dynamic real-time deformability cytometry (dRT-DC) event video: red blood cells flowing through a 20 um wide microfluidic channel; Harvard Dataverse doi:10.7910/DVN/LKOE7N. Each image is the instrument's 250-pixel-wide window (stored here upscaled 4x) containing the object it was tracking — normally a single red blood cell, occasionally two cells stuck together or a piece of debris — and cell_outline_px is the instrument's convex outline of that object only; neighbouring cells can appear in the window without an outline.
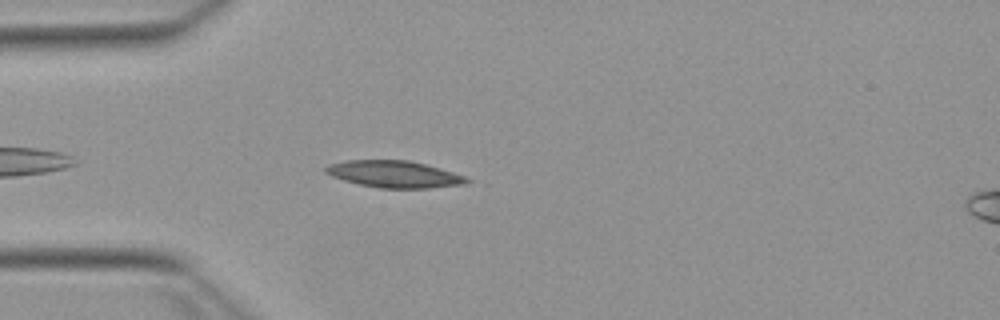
{"species": "Egyptian fruit bat (a non-hibernating species)", "species_latin": "Rousettus aegyptiacus", "temperature_condition": "warm", "stored_images_in_passage": 22, "camera_frame_rate_fps": 3000, "um_per_image_px": 0.085, "animal": {"sex": "female"}, "frame": {"image": 1, "passage_image": 4, "time_ms": 1.0, "image_size_px": [1000, 320], "cell_outline_px": [[472, 180], [468, 184], [428, 188], [380, 188], [360, 184], [344, 180], [332, 176], [324, 172], [324, 168], [328, 164], [344, 160], [408, 160], [440, 168], [464, 176]], "centroid_in_image_um": [33.51, 14.8], "position_along_channel_um": 51.5, "area_um2": 22.08}}
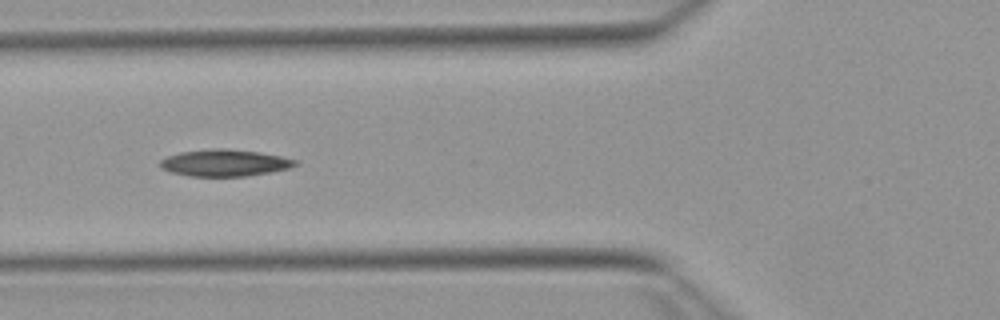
{"frame": {"image": 2, "passage_image": 9, "time_ms": 2.667, "image_size_px": [1000, 320], "cell_outline_px": [[296, 164], [288, 168], [272, 172], [248, 176], [188, 176], [172, 172], [160, 168], [160, 160], [168, 156], [180, 152], [212, 148], [228, 148], [260, 152], [280, 156], [296, 160]], "centroid_in_image_um": [19.07, 13.84], "position_along_channel_um": 106.7, "area_um2": 21.1}}
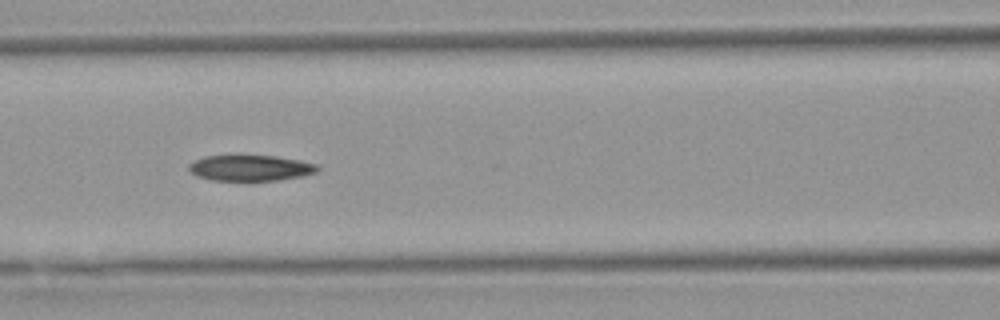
{"frame": {"image": 3, "passage_image": 12, "time_ms": 3.667, "image_size_px": [1000, 320], "cell_outline_px": [[320, 168], [316, 172], [304, 176], [280, 180], [212, 180], [196, 176], [188, 168], [188, 164], [204, 156], [276, 156], [300, 160], [316, 164]], "centroid_in_image_um": [21.31, 14.28], "position_along_channel_um": 145.3, "area_um2": 19.25}}